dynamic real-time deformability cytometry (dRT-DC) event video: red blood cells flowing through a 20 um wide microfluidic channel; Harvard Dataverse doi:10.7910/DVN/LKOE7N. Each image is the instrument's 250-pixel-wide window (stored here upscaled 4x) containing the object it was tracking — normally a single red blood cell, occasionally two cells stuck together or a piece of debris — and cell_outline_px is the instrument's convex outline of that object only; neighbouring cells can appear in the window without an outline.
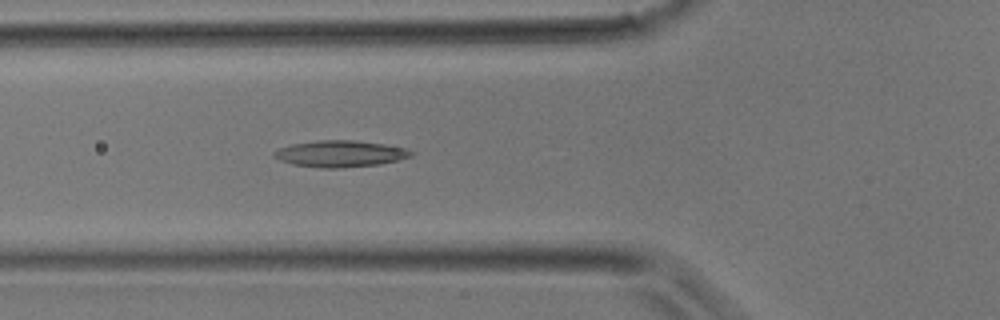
{"species": "common noctule bat (a hibernating species)", "species_latin": "Nyctalus noctula", "temperature_condition": "room temperature", "stored_images_in_passage": 39, "camera_frame_rate_fps": 3000, "um_per_image_px": 0.085, "animal": {"sex": "male", "body_mass_g": 17.9}, "frame": {"image": 1, "passage_image": 14, "time_ms": 4.333, "image_size_px": [1000, 320], "cell_outline_px": [[412, 156], [380, 164], [340, 168], [320, 168], [292, 164], [280, 160], [272, 156], [272, 152], [280, 148], [292, 144], [320, 140], [356, 140], [384, 144], [404, 148], [412, 152]], "centroid_in_image_um": [28.88, 13.07], "position_along_channel_um": 96.9, "area_um2": 21.04}}
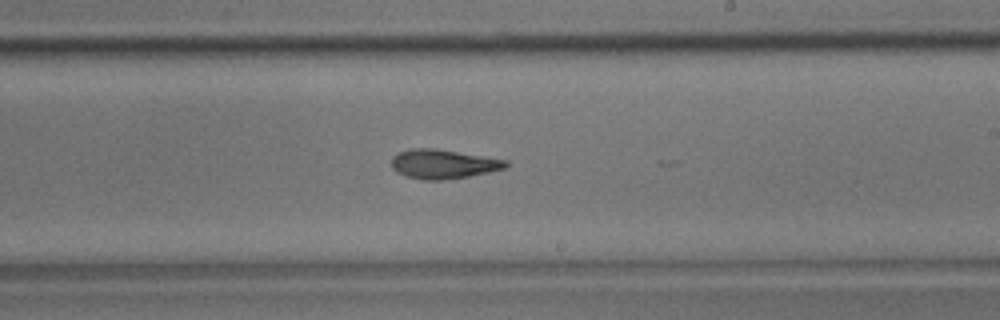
{"frame": {"image": 2, "passage_image": 23, "time_ms": 7.333, "image_size_px": [1000, 320], "cell_outline_px": [[508, 164], [504, 168], [488, 172], [468, 176], [444, 180], [424, 180], [404, 176], [396, 172], [392, 168], [392, 156], [408, 148], [436, 148], [508, 160]], "centroid_in_image_um": [37.63, 13.94], "position_along_channel_um": 251.4, "area_um2": 19.54}}
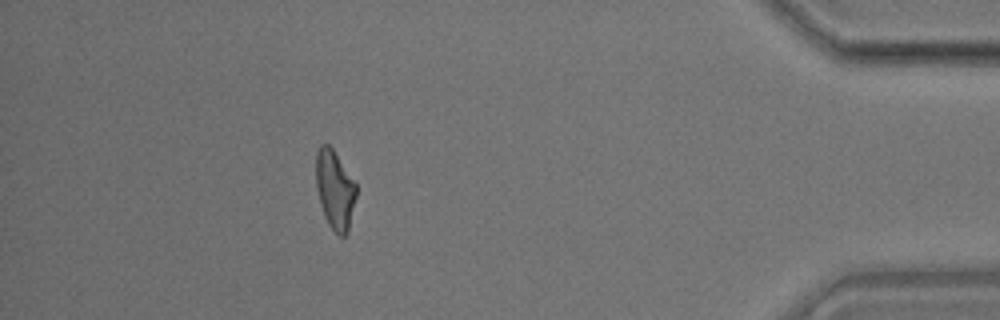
{"frame": {"image": 3, "passage_image": 35, "time_ms": 11.333, "image_size_px": [1000, 320], "cell_outline_px": [[356, 196], [348, 232], [344, 236], [340, 236], [328, 224], [324, 216], [320, 204], [316, 188], [316, 152], [320, 144], [328, 144], [332, 148], [356, 184]], "centroid_in_image_um": [28.45, 16.12], "position_along_channel_um": 406.8, "area_um2": 18.38}}